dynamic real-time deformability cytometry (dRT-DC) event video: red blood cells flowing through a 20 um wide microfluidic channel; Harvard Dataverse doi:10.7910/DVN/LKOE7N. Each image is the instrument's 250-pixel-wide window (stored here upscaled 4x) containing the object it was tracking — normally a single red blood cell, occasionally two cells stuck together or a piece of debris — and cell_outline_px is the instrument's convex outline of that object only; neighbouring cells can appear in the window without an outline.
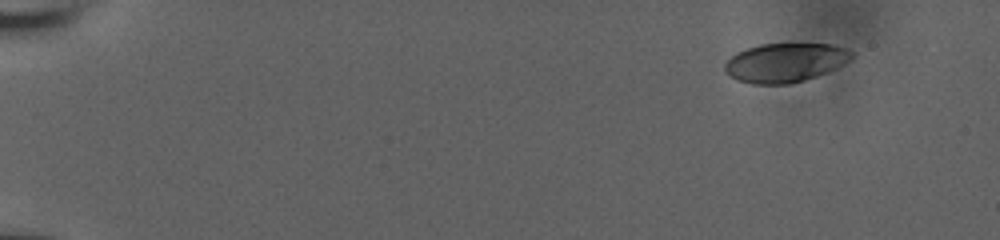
{"species": "human", "species_latin": "Homo sapiens", "temperature_condition": "room temperature", "stored_images_in_passage": 44, "camera_frame_rate_fps": 3000, "um_per_image_px": 0.085, "donor": {"sex": "male"}, "frame": {"image": 1, "passage_image": 1, "time_ms": 0.0, "image_size_px": [1000, 240], "cell_outline_px": [[852, 60], [836, 68], [816, 76], [792, 84], [752, 84], [736, 80], [728, 76], [724, 72], [724, 64], [736, 52], [760, 44], [832, 44], [844, 48], [852, 52]], "centroid_in_image_um": [66.71, 5.33], "position_along_channel_um": 18.3, "area_um2": 28.96}}
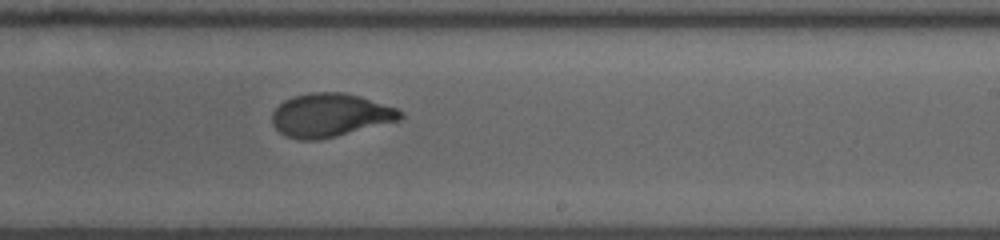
{"frame": {"image": 2, "passage_image": 24, "time_ms": 7.667, "image_size_px": [1000, 240], "cell_outline_px": [[404, 116], [400, 120], [320, 140], [300, 140], [288, 136], [280, 132], [272, 124], [272, 112], [284, 100], [292, 96], [308, 92], [344, 92], [360, 96], [396, 108], [404, 112]], "centroid_in_image_um": [28.06, 9.78], "position_along_channel_um": 260.9, "area_um2": 32.48}}
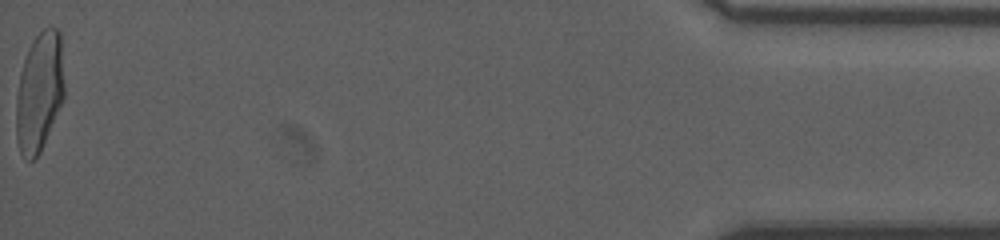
{"frame": {"image": 3, "passage_image": 44, "time_ms": 14.333, "image_size_px": [1000, 240], "cell_outline_px": [[64, 96], [40, 152], [32, 160], [28, 160], [20, 152], [16, 136], [16, 96], [20, 72], [28, 48], [36, 36], [44, 28], [56, 28], [60, 32], [64, 84]], "centroid_in_image_um": [3.33, 7.8], "position_along_channel_um": 431.9, "area_um2": 33.18}, "authors_computed_cell_mechanics": {"area_um2": 32.1657, "velocity_mm_per_s": 3.863, "shape_relaxation_time_tau1_ms": 4.3924, "shape_relaxation_time_tau2_ms": 0.6831, "deformation_change_tau1": 0.2022, "deformation_change_tau2": 0.0617}}